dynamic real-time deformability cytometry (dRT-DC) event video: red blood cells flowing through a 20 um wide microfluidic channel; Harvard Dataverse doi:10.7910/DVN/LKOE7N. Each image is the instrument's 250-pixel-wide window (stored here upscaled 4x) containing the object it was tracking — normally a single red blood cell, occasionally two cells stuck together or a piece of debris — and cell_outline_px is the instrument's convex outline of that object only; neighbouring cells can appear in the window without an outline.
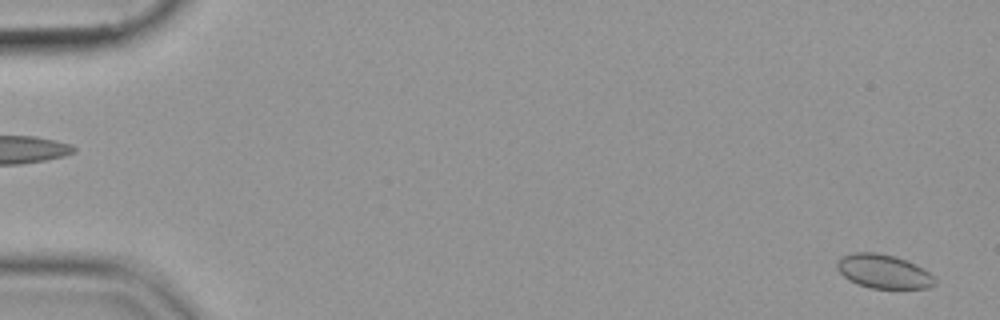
{"species": "common noctule bat (a hibernating species)", "species_latin": "Nyctalus noctula", "temperature_condition": "cold", "stored_images_in_passage": 16, "camera_frame_rate_fps": 3000, "um_per_image_px": 0.085, "animal": {"sex": "female", "body_mass_g": 19.9}, "frame": {"image": 1, "passage_image": 2, "time_ms": 0.333, "image_size_px": [1000, 320], "cell_outline_px": [[936, 284], [928, 288], [868, 288], [856, 284], [848, 280], [836, 268], [836, 264], [844, 256], [856, 252], [876, 252], [896, 256], [928, 272], [936, 280]], "centroid_in_image_um": [75.07, 23.08], "position_along_channel_um": 9.9, "area_um2": 19.07}}
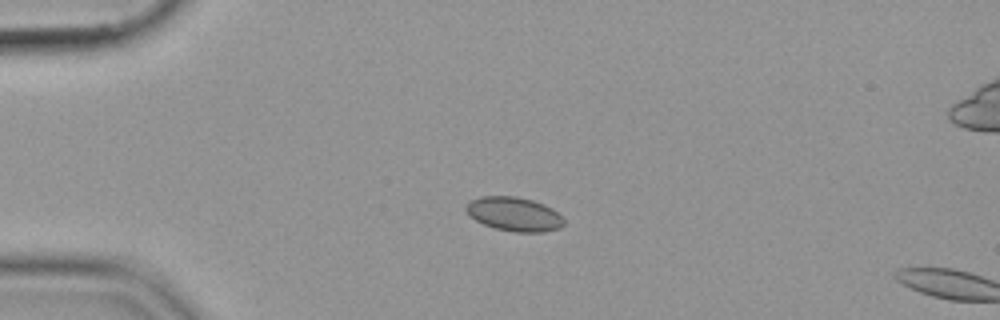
{"frame": {"image": 2, "passage_image": 14, "time_ms": 4.333, "image_size_px": [1000, 320], "cell_outline_px": [[564, 224], [560, 228], [544, 232], [512, 232], [496, 228], [484, 224], [476, 220], [464, 208], [472, 200], [480, 196], [516, 196], [532, 200], [544, 204], [552, 208], [564, 220]], "centroid_in_image_um": [43.73, 18.2], "position_along_channel_um": 41.3, "area_um2": 19.25}}